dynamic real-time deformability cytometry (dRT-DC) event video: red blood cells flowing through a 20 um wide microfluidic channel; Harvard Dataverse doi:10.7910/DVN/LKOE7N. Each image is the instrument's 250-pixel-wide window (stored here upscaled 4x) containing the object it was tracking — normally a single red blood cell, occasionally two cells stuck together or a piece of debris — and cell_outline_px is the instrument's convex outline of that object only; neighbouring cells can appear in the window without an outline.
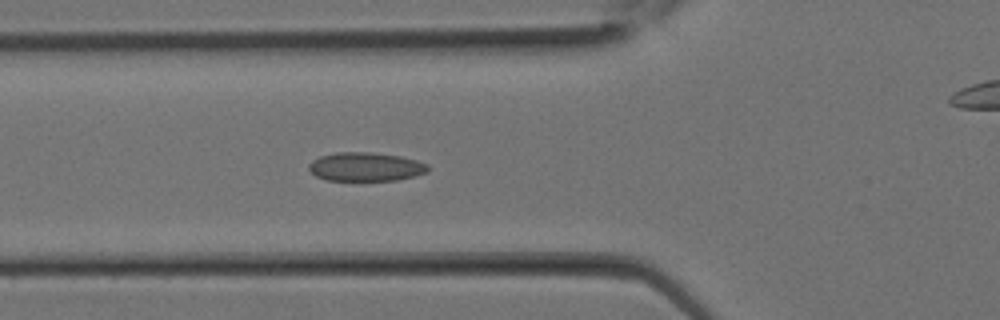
{"species": "Egyptian fruit bat (a non-hibernating species)", "species_latin": "Rousettus aegyptiacus", "temperature_condition": "room temperature", "stored_images_in_passage": 9, "camera_frame_rate_fps": 3000, "um_per_image_px": 0.085, "animal": {"sex": "female"}, "frame": {"image": 1, "passage_image": 4, "time_ms": 1.0, "image_size_px": [1000, 320], "cell_outline_px": [[428, 172], [396, 180], [328, 180], [316, 176], [308, 168], [308, 164], [312, 160], [320, 156], [336, 152], [368, 152], [400, 156], [416, 160], [428, 164]], "centroid_in_image_um": [31.06, 14.17], "position_along_channel_um": 94.7, "area_um2": 19.83}}
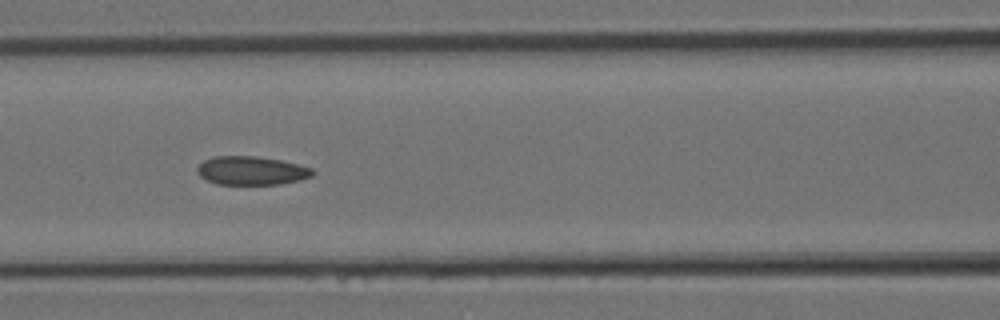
{"frame": {"image": 2, "passage_image": 6, "time_ms": 1.667, "image_size_px": [1000, 320], "cell_outline_px": [[316, 172], [312, 176], [300, 180], [280, 184], [216, 184], [200, 176], [196, 172], [196, 168], [204, 160], [212, 156], [256, 156], [280, 160], [312, 168]], "centroid_in_image_um": [21.36, 14.5], "position_along_channel_um": 145.2, "area_um2": 19.25}}
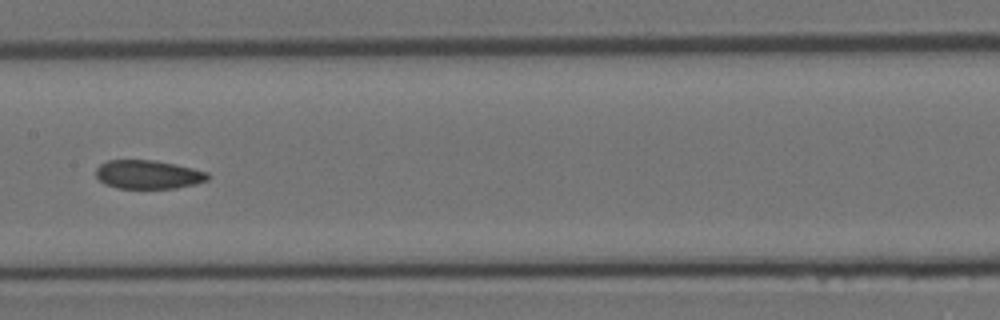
{"frame": {"image": 3, "passage_image": 8, "time_ms": 2.333, "image_size_px": [1000, 320], "cell_outline_px": [[208, 180], [196, 184], [176, 188], [120, 188], [104, 184], [96, 176], [96, 168], [100, 164], [108, 160], [156, 160], [192, 168], [208, 172]], "centroid_in_image_um": [12.59, 14.83], "position_along_channel_um": 194.8, "area_um2": 18.67}}